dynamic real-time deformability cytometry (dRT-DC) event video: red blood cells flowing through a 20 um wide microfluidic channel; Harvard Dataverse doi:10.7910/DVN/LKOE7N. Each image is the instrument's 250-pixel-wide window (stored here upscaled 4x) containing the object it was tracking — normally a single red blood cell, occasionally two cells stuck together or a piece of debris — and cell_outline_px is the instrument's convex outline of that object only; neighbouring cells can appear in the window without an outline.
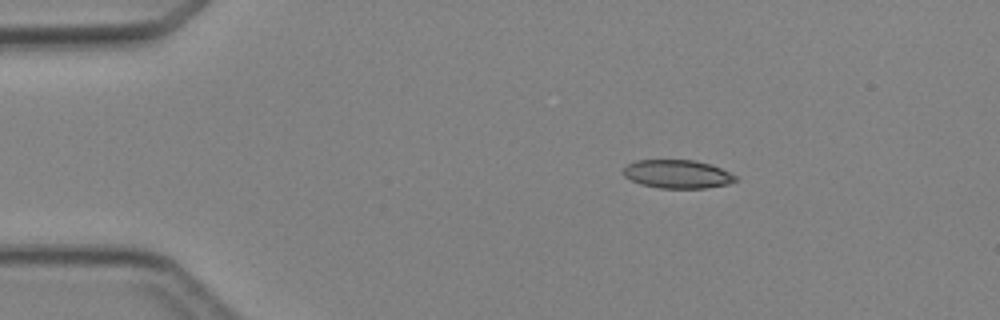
{"species": "Egyptian fruit bat (a non-hibernating species)", "species_latin": "Rousettus aegyptiacus", "temperature_condition": "cold", "stored_images_in_passage": 3, "camera_frame_rate_fps": 3000, "um_per_image_px": 0.085, "animal": {"sex": "female"}, "frame": {"image": 1, "passage_image": 1, "time_ms": 0.0, "image_size_px": [1000, 320], "cell_outline_px": [[740, 180], [728, 184], [704, 188], [660, 188], [640, 184], [624, 176], [624, 168], [628, 164], [636, 160], [696, 160], [720, 168], [736, 176]], "centroid_in_image_um": [57.59, 14.8], "position_along_channel_um": 27.4, "area_um2": 18.5}}
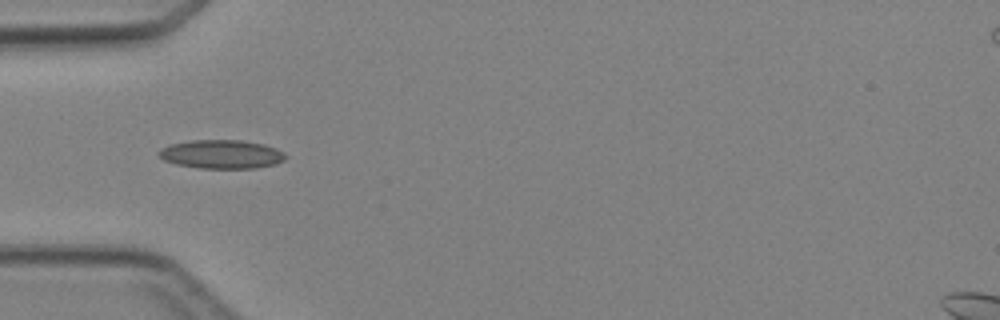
{"frame": {"image": 2, "passage_image": 3, "time_ms": 2.333, "image_size_px": [1000, 320], "cell_outline_px": [[288, 156], [284, 160], [276, 164], [256, 168], [200, 168], [176, 164], [164, 160], [156, 152], [160, 148], [168, 144], [192, 140], [240, 140], [264, 144], [276, 148], [284, 152]], "centroid_in_image_um": [18.83, 13.1], "position_along_channel_um": 66.2, "area_um2": 21.39}}